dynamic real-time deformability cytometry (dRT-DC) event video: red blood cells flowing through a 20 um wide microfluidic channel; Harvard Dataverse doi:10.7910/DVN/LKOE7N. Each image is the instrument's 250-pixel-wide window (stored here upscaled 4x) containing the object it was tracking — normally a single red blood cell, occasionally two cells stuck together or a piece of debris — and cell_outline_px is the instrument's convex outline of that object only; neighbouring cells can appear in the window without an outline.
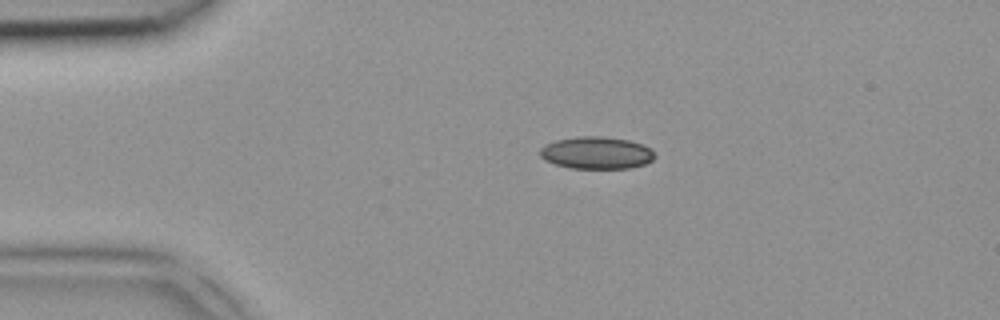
{"species": "common noctule bat (a hibernating species)", "species_latin": "Nyctalus noctula", "temperature_condition": "room temperature", "stored_images_in_passage": 2, "camera_frame_rate_fps": 3000, "um_per_image_px": 0.085, "animal": {"sex": "female", "body_mass_g": 18.4}, "frame": {"image": 1, "passage_image": 1, "time_ms": 0.0, "image_size_px": [1000, 320], "cell_outline_px": [[656, 156], [652, 160], [644, 164], [628, 168], [568, 168], [544, 160], [540, 156], [540, 148], [544, 144], [556, 140], [580, 136], [604, 136], [628, 140], [644, 144], [652, 148]], "centroid_in_image_um": [50.71, 12.98], "position_along_channel_um": 34.3, "area_um2": 21.73}}